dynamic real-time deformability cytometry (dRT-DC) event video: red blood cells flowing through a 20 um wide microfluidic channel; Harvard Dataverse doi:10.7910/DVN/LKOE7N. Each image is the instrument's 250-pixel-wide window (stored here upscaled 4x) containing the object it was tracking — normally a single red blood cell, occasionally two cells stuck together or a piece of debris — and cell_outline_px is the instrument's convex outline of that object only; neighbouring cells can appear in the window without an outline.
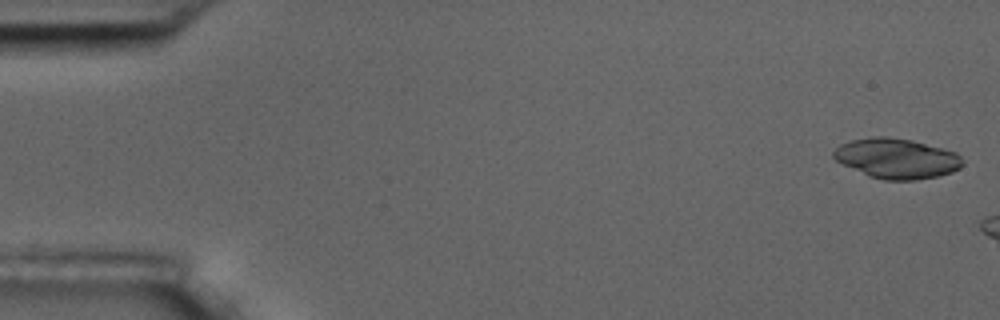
{"species": "common noctule bat (a hibernating species)", "species_latin": "Nyctalus noctula", "temperature_condition": "room temperature", "stored_images_in_passage": 3, "camera_frame_rate_fps": 3000, "um_per_image_px": 0.085, "animal": {"sex": "male", "body_mass_g": 17.5, "forearm_length_mm": 52.3}, "frame": {"image": 1, "passage_image": 1, "time_ms": 0.0, "image_size_px": [1000, 320], "cell_outline_px": [[964, 164], [960, 168], [952, 172], [936, 176], [916, 180], [884, 180], [868, 176], [836, 160], [832, 156], [832, 152], [840, 144], [852, 140], [872, 136], [888, 136], [912, 140], [956, 152], [964, 160]], "centroid_in_image_um": [76.22, 13.46], "position_along_channel_um": 8.8, "area_um2": 30.17}}